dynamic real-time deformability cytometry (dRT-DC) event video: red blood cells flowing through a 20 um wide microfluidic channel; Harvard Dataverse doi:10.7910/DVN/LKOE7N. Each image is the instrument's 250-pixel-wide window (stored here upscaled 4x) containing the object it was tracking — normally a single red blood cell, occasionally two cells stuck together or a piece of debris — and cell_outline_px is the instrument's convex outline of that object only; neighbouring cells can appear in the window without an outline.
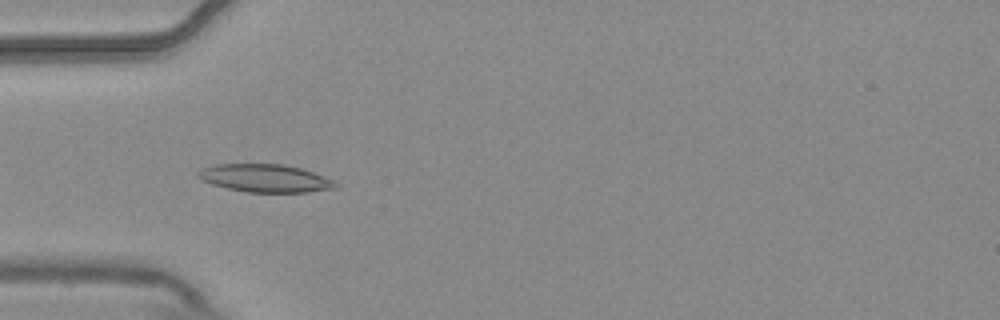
{"species": "common noctule bat (a hibernating species)", "species_latin": "Nyctalus noctula", "temperature_condition": "warm", "stored_images_in_passage": 8, "camera_frame_rate_fps": 3000, "um_per_image_px": 0.085, "animal": {"sex": "male", "body_mass_g": 20.4}, "frame": {"image": 1, "passage_image": 5, "time_ms": 1.333, "image_size_px": [1000, 320], "cell_outline_px": [[340, 184], [336, 188], [308, 192], [244, 192], [212, 184], [196, 176], [196, 172], [204, 168], [216, 164], [284, 164], [300, 168], [324, 176]], "centroid_in_image_um": [22.55, 15.15], "position_along_channel_um": 62.4, "area_um2": 22.25}}
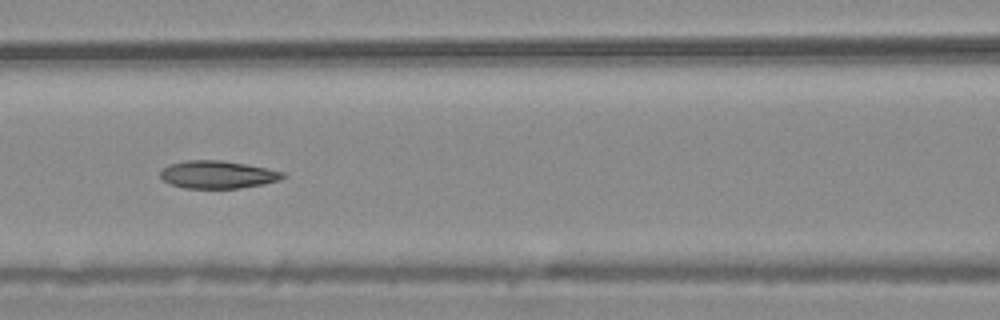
{"frame": {"image": 2, "passage_image": 7, "time_ms": 2.0, "image_size_px": [1000, 320], "cell_outline_px": [[288, 176], [280, 180], [264, 184], [240, 188], [184, 188], [168, 184], [160, 176], [160, 168], [168, 164], [188, 160], [224, 160], [268, 168], [284, 172]], "centroid_in_image_um": [18.5, 14.83], "position_along_channel_um": 148.1, "area_um2": 20.11}}
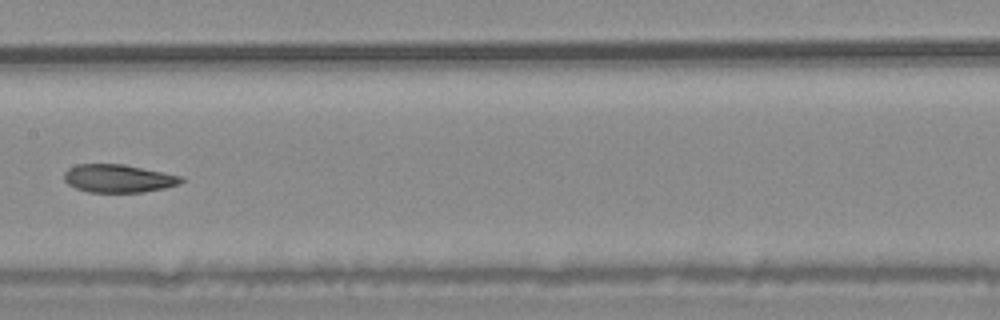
{"frame": {"image": 3, "passage_image": 8, "time_ms": 2.333, "image_size_px": [1000, 320], "cell_outline_px": [[184, 180], [180, 184], [164, 188], [144, 192], [88, 192], [76, 188], [68, 184], [64, 180], [64, 172], [68, 168], [76, 164], [124, 164], [184, 176]], "centroid_in_image_um": [10.08, 15.16], "position_along_channel_um": 197.3, "area_um2": 19.31}}